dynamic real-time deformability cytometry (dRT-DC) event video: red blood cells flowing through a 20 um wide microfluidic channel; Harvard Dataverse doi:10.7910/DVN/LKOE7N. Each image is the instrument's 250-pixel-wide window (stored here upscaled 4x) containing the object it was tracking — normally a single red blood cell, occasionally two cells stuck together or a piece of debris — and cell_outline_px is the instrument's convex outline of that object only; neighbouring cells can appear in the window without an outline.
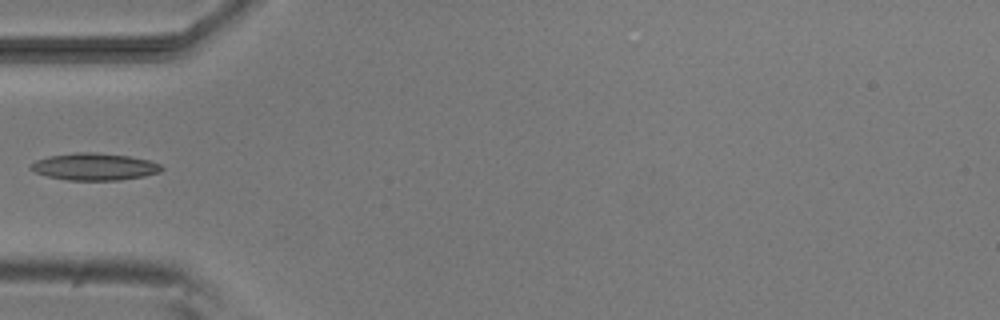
{"species": "common noctule bat (a hibernating species)", "species_latin": "Nyctalus noctula", "temperature_condition": "room temperature", "stored_images_in_passage": 6, "camera_frame_rate_fps": 3000, "um_per_image_px": 0.085, "animal": {"sex": "male", "body_mass_g": 20.5, "forearm_length_mm": 52.5}, "frame": {"image": 1, "passage_image": 4, "time_ms": 4.333, "image_size_px": [1000, 320], "cell_outline_px": [[164, 168], [160, 172], [144, 176], [120, 180], [68, 180], [48, 176], [36, 172], [28, 168], [36, 160], [48, 156], [76, 152], [92, 152], [128, 156], [148, 160], [160, 164]], "centroid_in_image_um": [8.03, 14.17], "position_along_channel_um": 77.0, "area_um2": 20.52}}
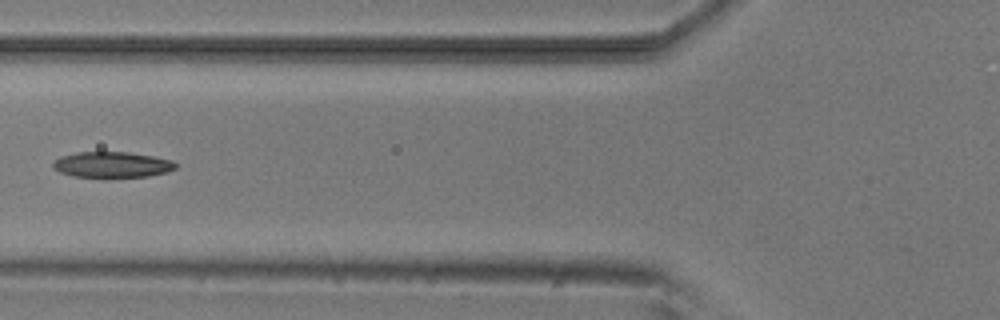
{"frame": {"image": 2, "passage_image": 5, "time_ms": 5.333, "image_size_px": [1000, 320], "cell_outline_px": [[176, 168], [168, 172], [148, 176], [72, 176], [60, 172], [52, 168], [52, 164], [60, 156], [76, 152], [128, 152], [152, 156], [172, 160], [176, 164]], "centroid_in_image_um": [9.52, 13.98], "position_along_channel_um": 116.3, "area_um2": 18.15}}
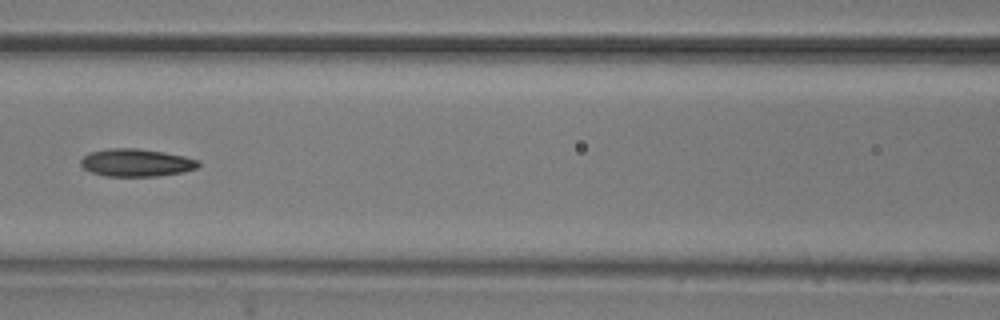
{"frame": {"image": 3, "passage_image": 6, "time_ms": 6.333, "image_size_px": [1000, 320], "cell_outline_px": [[200, 164], [196, 168], [180, 172], [156, 176], [104, 176], [92, 172], [84, 168], [80, 164], [80, 160], [88, 152], [108, 148], [136, 148], [164, 152], [184, 156], [200, 160]], "centroid_in_image_um": [11.55, 13.81], "position_along_channel_um": 155.0, "area_um2": 18.96}}